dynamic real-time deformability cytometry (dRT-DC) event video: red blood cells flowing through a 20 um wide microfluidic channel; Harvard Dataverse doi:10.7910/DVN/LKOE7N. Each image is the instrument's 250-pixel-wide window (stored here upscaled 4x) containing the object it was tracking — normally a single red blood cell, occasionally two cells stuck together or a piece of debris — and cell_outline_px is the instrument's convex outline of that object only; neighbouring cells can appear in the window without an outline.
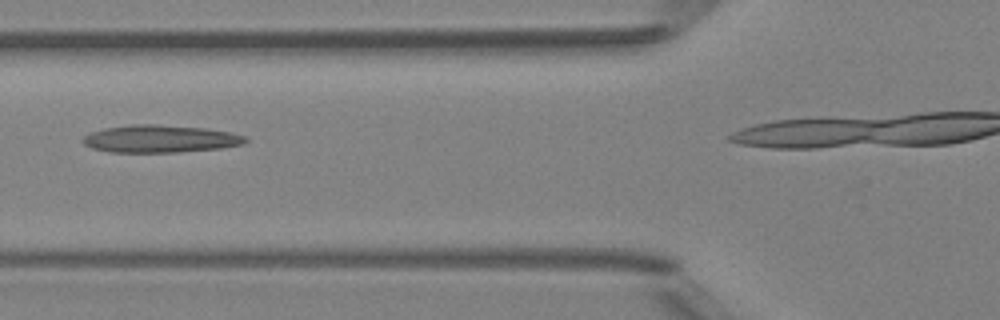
{"species": "Egyptian fruit bat (a non-hibernating species)", "species_latin": "Rousettus aegyptiacus", "temperature_condition": "room temperature", "stored_images_in_passage": 3, "camera_frame_rate_fps": 3000, "um_per_image_px": 0.085, "animal": {"sex": "female"}, "frame": {"image": 1, "passage_image": 2, "time_ms": 1.0, "image_size_px": [1000, 320], "cell_outline_px": [[248, 140], [244, 144], [220, 148], [176, 152], [108, 152], [92, 148], [84, 144], [80, 140], [88, 132], [104, 128], [132, 124], [156, 124], [204, 128], [232, 132], [248, 136]], "centroid_in_image_um": [13.6, 11.79], "position_along_channel_um": 112.2, "area_um2": 26.3}}